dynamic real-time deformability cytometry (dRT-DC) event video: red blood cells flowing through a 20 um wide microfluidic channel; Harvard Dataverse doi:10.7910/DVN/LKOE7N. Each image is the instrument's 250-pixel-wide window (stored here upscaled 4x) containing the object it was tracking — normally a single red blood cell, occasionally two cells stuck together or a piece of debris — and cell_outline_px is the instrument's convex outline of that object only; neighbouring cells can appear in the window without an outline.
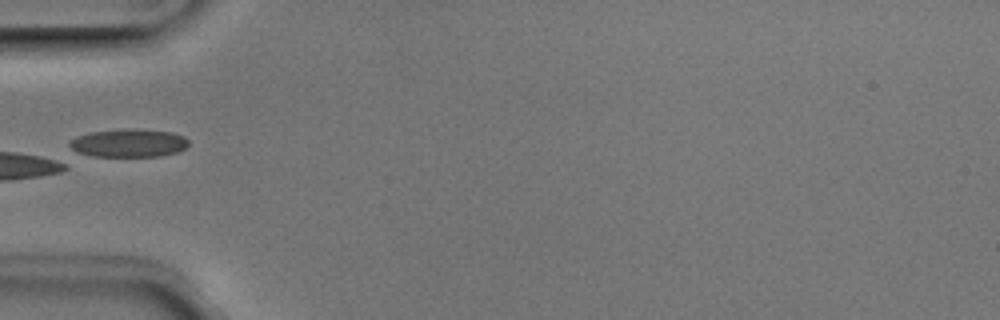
{"species": "Egyptian fruit bat (a non-hibernating species)", "species_latin": "Rousettus aegyptiacus", "temperature_condition": "room temperature", "stored_images_in_passage": 33, "camera_frame_rate_fps": 3000, "um_per_image_px": 0.085, "animal": {"sex": "male"}, "frame": {"image": 1, "passage_image": 1, "time_ms": 0.0, "image_size_px": [1000, 320], "cell_outline_px": [[188, 144], [184, 148], [176, 152], [160, 156], [92, 156], [80, 152], [72, 148], [68, 144], [68, 140], [76, 136], [88, 132], [128, 128], [136, 128], [172, 132], [184, 136], [188, 140]], "centroid_in_image_um": [10.92, 12.14], "position_along_channel_um": 74.1, "area_um2": 19.59}}